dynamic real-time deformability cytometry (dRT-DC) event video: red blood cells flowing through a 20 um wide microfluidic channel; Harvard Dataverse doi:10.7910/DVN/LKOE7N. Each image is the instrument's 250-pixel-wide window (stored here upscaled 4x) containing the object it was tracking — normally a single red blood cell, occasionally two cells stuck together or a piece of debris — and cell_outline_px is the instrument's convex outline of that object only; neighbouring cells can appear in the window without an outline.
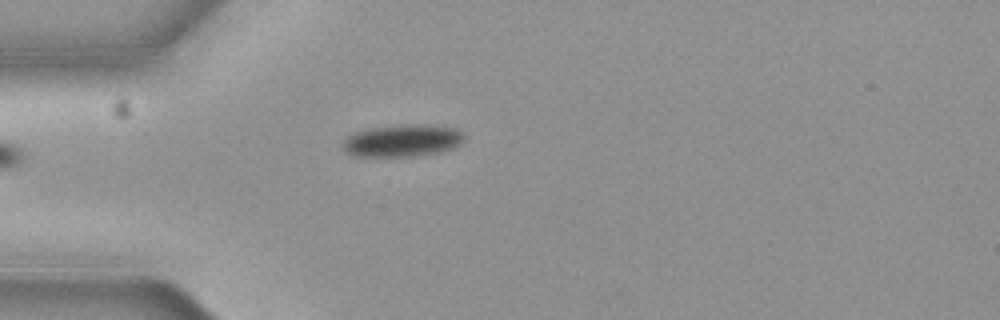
{"species": "common noctule bat (a hibernating species)", "species_latin": "Nyctalus noctula", "temperature_condition": "cold", "stored_images_in_passage": 5, "camera_frame_rate_fps": 3000, "um_per_image_px": 0.085, "animal": {"sex": "female", "body_mass_g": 19.3, "forearm_length_mm": 54.1}, "frame": {"image": 1, "passage_image": 5, "time_ms": 1.333, "image_size_px": [1000, 320], "cell_outline_px": [[464, 140], [452, 148], [432, 152], [408, 156], [352, 156], [340, 144], [348, 136], [356, 132], [368, 128], [408, 124], [428, 124], [456, 128], [464, 132]], "centroid_in_image_um": [34.19, 11.92], "position_along_channel_um": 50.8, "area_um2": 22.54}}